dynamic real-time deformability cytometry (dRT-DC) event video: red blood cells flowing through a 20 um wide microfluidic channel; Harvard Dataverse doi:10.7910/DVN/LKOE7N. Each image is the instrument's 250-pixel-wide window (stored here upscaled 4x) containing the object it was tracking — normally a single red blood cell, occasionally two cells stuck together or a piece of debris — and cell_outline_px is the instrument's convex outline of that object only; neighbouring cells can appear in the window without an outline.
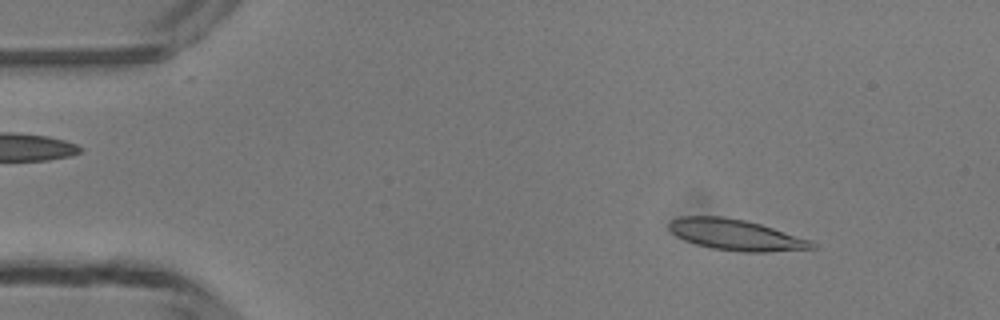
{"species": "common noctule bat (a hibernating species)", "species_latin": "Nyctalus noctula", "temperature_condition": "room temperature", "stored_images_in_passage": 46, "camera_frame_rate_fps": 3000, "um_per_image_px": 0.085, "animal": {"sex": "male", "body_mass_g": 13.3}, "frame": {"image": 1, "passage_image": 5, "time_ms": 1.333, "image_size_px": [1000, 320], "cell_outline_px": [[816, 248], [764, 252], [744, 252], [712, 248], [696, 244], [684, 240], [676, 236], [668, 228], [668, 224], [672, 220], [680, 216], [724, 216], [744, 220], [760, 224], [812, 240], [816, 244]], "centroid_in_image_um": [62.54, 19.96], "position_along_channel_um": 22.5, "area_um2": 25.72}}
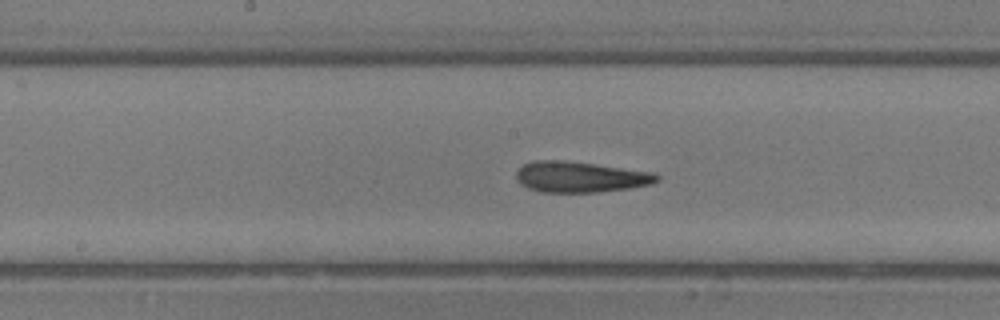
{"frame": {"image": 2, "passage_image": 23, "time_ms": 7.333, "image_size_px": [1000, 320], "cell_outline_px": [[660, 180], [652, 184], [628, 188], [596, 192], [540, 192], [528, 188], [520, 184], [516, 180], [516, 172], [524, 164], [532, 160], [564, 160], [652, 172], [660, 176]], "centroid_in_image_um": [49.29, 15.04], "position_along_channel_um": 198.9, "area_um2": 25.2}}
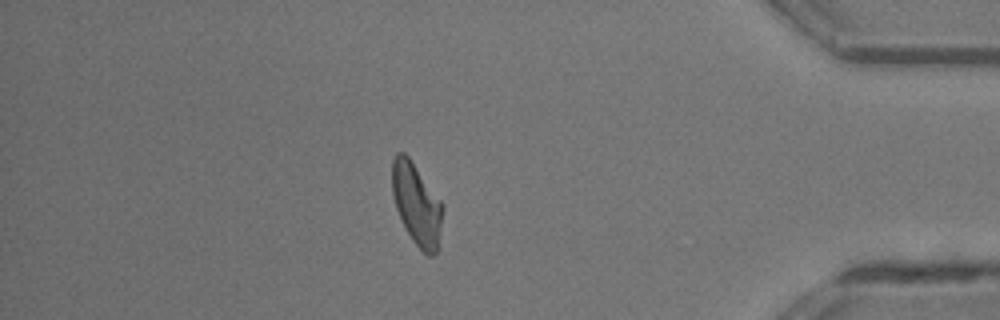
{"frame": {"image": 3, "passage_image": 40, "time_ms": 13.0, "image_size_px": [1000, 320], "cell_outline_px": [[444, 208], [440, 248], [432, 256], [428, 256], [412, 240], [396, 208], [392, 192], [392, 160], [396, 152], [404, 152], [408, 156], [444, 204]], "centroid_in_image_um": [35.46, 17.38], "position_along_channel_um": 399.7, "area_um2": 24.33}, "authors_computed_cell_mechanics": {"area_um2": 24.8251, "velocity_mm_per_s": 4.2629, "shape_relaxation_time_tau1_ms": 5.2146, "shape_relaxation_time_tau2_ms": 2.1831, "deformation_change_tau1": 0.189, "deformation_change_tau2": 0.1223}}